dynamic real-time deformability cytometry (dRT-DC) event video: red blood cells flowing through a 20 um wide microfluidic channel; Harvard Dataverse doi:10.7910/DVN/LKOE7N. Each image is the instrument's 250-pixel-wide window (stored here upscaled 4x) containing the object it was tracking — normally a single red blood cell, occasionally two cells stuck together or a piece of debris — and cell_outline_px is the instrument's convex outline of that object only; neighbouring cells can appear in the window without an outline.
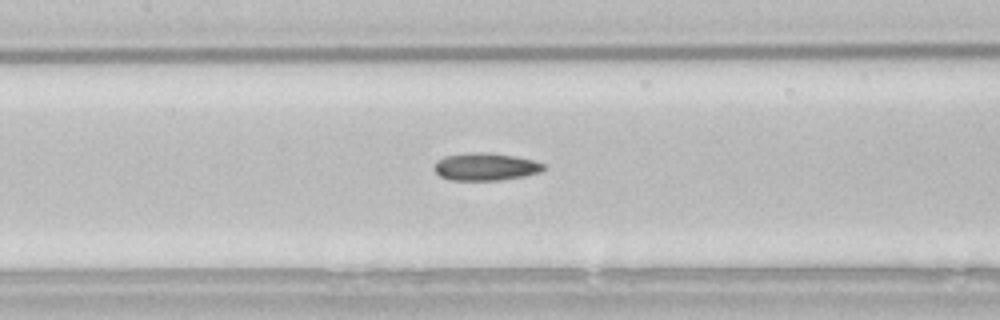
{"species": "common noctule bat (a hibernating species)", "species_latin": "Nyctalus noctula", "temperature_condition": "room temperature", "stored_images_in_passage": 35, "camera_frame_rate_fps": 3000, "um_per_image_px": 0.085, "animal": {"sex": "male", "body_mass_g": 21.5, "forearm_length_mm": 52.0}, "frame": {"image": 1, "passage_image": 11, "time_ms": 3.333, "image_size_px": [1000, 320], "cell_outline_px": [[544, 168], [540, 172], [524, 176], [500, 180], [452, 180], [440, 176], [432, 168], [436, 160], [444, 156], [472, 152], [484, 152], [512, 156], [532, 160], [544, 164]], "centroid_in_image_um": [41.21, 14.17], "position_along_channel_um": 166.2, "area_um2": 17.46}}
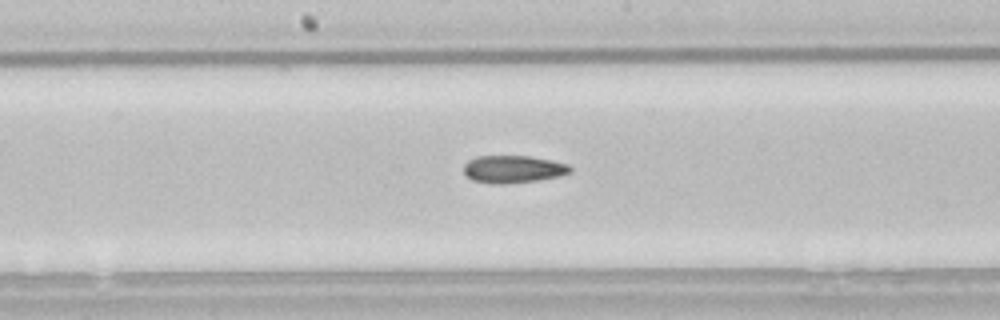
{"frame": {"image": 2, "passage_image": 14, "time_ms": 4.333, "image_size_px": [1000, 320], "cell_outline_px": [[572, 172], [556, 176], [536, 180], [504, 184], [492, 184], [472, 180], [464, 172], [464, 164], [468, 160], [476, 156], [528, 156], [552, 160], [568, 164], [572, 168]], "centroid_in_image_um": [43.6, 14.37], "position_along_channel_um": 204.6, "area_um2": 16.99}}
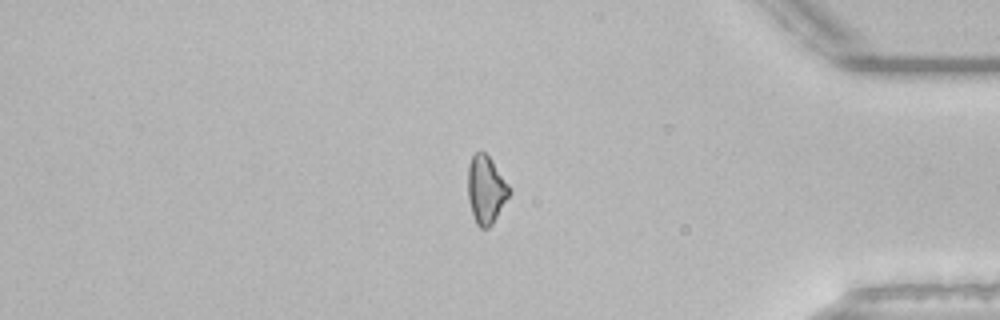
{"frame": {"image": 3, "passage_image": 31, "time_ms": 10.0, "image_size_px": [1000, 320], "cell_outline_px": [[512, 192], [492, 224], [488, 228], [480, 228], [476, 224], [468, 200], [468, 164], [472, 156], [476, 152], [484, 152], [492, 160], [512, 188]], "centroid_in_image_um": [41.33, 16.12], "position_along_channel_um": 393.9, "area_um2": 16.53}}